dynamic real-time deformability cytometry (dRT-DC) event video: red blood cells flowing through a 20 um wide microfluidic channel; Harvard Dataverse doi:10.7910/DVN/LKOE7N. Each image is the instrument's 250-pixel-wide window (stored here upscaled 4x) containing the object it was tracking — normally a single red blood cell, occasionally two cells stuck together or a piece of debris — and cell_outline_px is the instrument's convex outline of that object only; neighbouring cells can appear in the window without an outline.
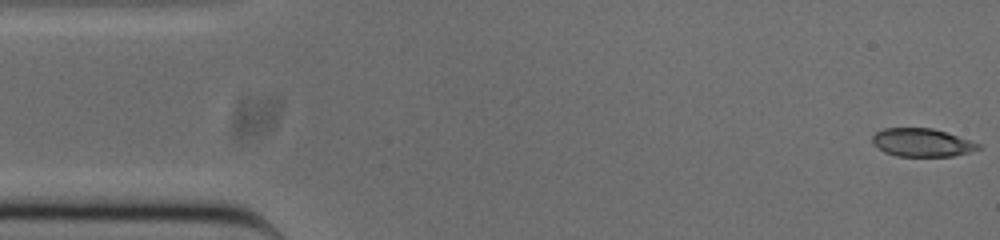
{"species": "common noctule bat (a hibernating species)", "species_latin": "Nyctalus noctula", "temperature_condition": "cold", "stored_images_in_passage": 52, "camera_frame_rate_fps": 3000, "um_per_image_px": 0.085, "animal": {"sex": "male", "body_mass_g": 20.0, "forearm_length_mm": 53.3}, "frame": {"image": 1, "passage_image": 1, "time_ms": 0.0, "image_size_px": [1000, 240], "cell_outline_px": [[980, 148], [972, 152], [952, 156], [896, 156], [884, 152], [872, 144], [872, 136], [876, 132], [884, 128], [932, 128], [980, 144]], "centroid_in_image_um": [78.32, 12.12], "position_along_channel_um": 6.7, "area_um2": 17.28}}
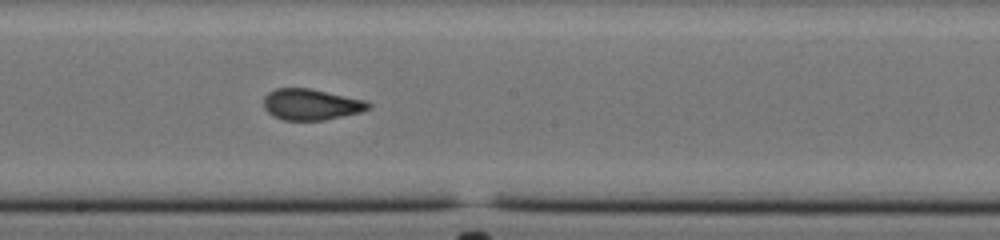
{"frame": {"image": 2, "passage_image": 27, "time_ms": 8.667, "image_size_px": [1000, 240], "cell_outline_px": [[372, 108], [360, 112], [324, 120], [284, 120], [272, 116], [264, 108], [264, 96], [268, 92], [276, 88], [308, 88], [364, 100], [372, 104]], "centroid_in_image_um": [26.42, 8.88], "position_along_channel_um": 221.8, "area_um2": 18.9}}
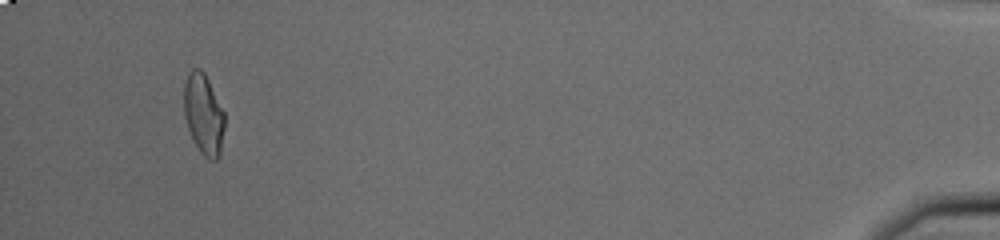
{"frame": {"image": 3, "passage_image": 49, "time_ms": 16.0, "image_size_px": [1000, 240], "cell_outline_px": [[224, 128], [220, 156], [216, 160], [208, 160], [200, 152], [188, 128], [184, 116], [184, 80], [188, 72], [192, 68], [200, 68], [204, 72], [224, 112]], "centroid_in_image_um": [17.3, 9.7], "position_along_channel_um": 417.9, "area_um2": 19.13}, "authors_computed_cell_mechanics": {"area_um2": 18.9584, "velocity_mm_per_s": 3.8518, "shape_relaxation_time_tau1_ms": 7.4807, "shape_relaxation_time_tau2_ms": 1.0809, "deformation_change_tau1": 0.2322, "deformation_change_tau2": 0.0887}}